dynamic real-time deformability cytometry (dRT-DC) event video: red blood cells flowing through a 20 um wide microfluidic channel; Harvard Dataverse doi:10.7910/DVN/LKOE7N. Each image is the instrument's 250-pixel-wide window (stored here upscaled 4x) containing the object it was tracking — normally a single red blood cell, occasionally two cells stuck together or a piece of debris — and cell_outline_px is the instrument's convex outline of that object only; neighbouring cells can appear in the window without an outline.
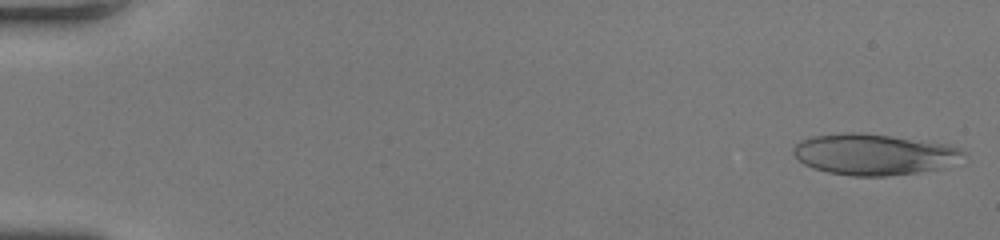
{"species": "human", "species_latin": "Homo sapiens", "temperature_condition": "room temperature", "stored_images_in_passage": 49, "camera_frame_rate_fps": 3000, "um_per_image_px": 0.085, "donor": {"sex": "female"}, "frame": {"image": 1, "passage_image": 1, "time_ms": 0.0, "image_size_px": [1000, 240], "cell_outline_px": [[968, 152], [940, 168], [916, 172], [888, 176], [852, 176], [828, 172], [812, 168], [804, 164], [792, 152], [792, 148], [800, 140], [812, 136], [840, 132], [864, 132], [944, 144], [960, 148]], "centroid_in_image_um": [74.18, 13.11], "position_along_channel_um": 10.8, "area_um2": 40.34}}
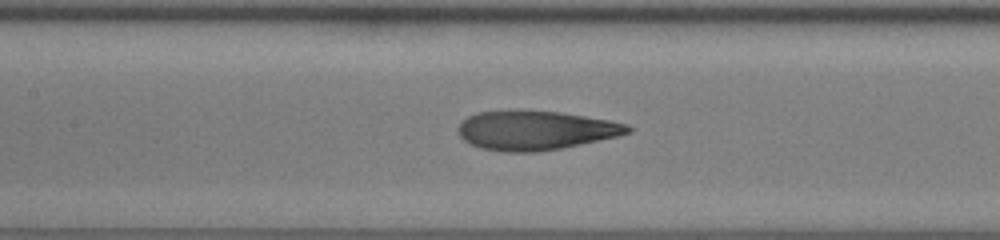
{"frame": {"image": 2, "passage_image": 24, "time_ms": 7.667, "image_size_px": [1000, 240], "cell_outline_px": [[632, 132], [616, 136], [580, 144], [560, 148], [536, 152], [504, 152], [480, 148], [464, 140], [460, 136], [456, 128], [460, 120], [476, 112], [560, 112], [608, 120], [628, 124], [632, 128]], "centroid_in_image_um": [45.48, 11.1], "position_along_channel_um": 161.9, "area_um2": 38.15}}
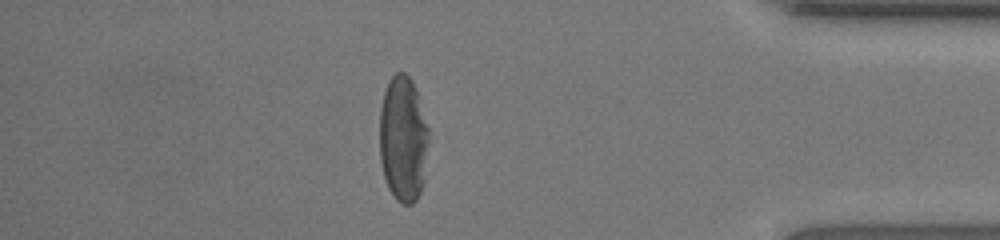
{"frame": {"image": 3, "passage_image": 43, "time_ms": 14.0, "image_size_px": [1000, 240], "cell_outline_px": [[428, 144], [424, 180], [420, 192], [416, 200], [412, 204], [404, 204], [396, 200], [388, 188], [384, 176], [380, 160], [380, 108], [384, 92], [388, 80], [396, 72], [404, 72], [412, 80], [428, 128]], "centroid_in_image_um": [34.25, 11.83], "position_along_channel_um": 400.9, "area_um2": 36.01}, "authors_computed_cell_mechanics": {"area_um2": 39.1884, "velocity_mm_per_s": 4.2619, "shape_relaxation_time_tau1_ms": 4.564, "shape_relaxation_time_tau2_ms": 1.2779, "deformation_change_tau1": 0.1997, "deformation_change_tau2": 0.1086}}